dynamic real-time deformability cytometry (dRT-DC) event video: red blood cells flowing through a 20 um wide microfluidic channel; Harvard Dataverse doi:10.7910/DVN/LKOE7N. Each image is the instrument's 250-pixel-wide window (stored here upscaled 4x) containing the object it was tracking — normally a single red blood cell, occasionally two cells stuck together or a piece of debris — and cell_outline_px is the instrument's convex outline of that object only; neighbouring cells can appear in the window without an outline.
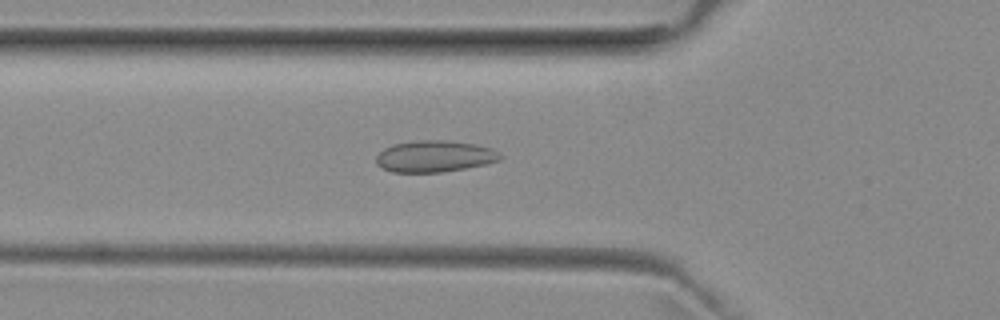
{"species": "common noctule bat (a hibernating species)", "species_latin": "Nyctalus noctula", "temperature_condition": "room temperature", "stored_images_in_passage": 38, "camera_frame_rate_fps": 3000, "um_per_image_px": 0.085, "animal": {"sex": "female", "body_mass_g": 29.2, "forearm_length_mm": 56.3}, "frame": {"image": 1, "passage_image": 6, "time_ms": 1.667, "image_size_px": [1000, 320], "cell_outline_px": [[504, 156], [500, 160], [488, 164], [440, 172], [392, 172], [380, 168], [376, 164], [376, 156], [384, 148], [392, 144], [420, 140], [444, 140], [476, 144], [492, 148]], "centroid_in_image_um": [36.94, 13.28], "position_along_channel_um": 88.9, "area_um2": 22.95}}
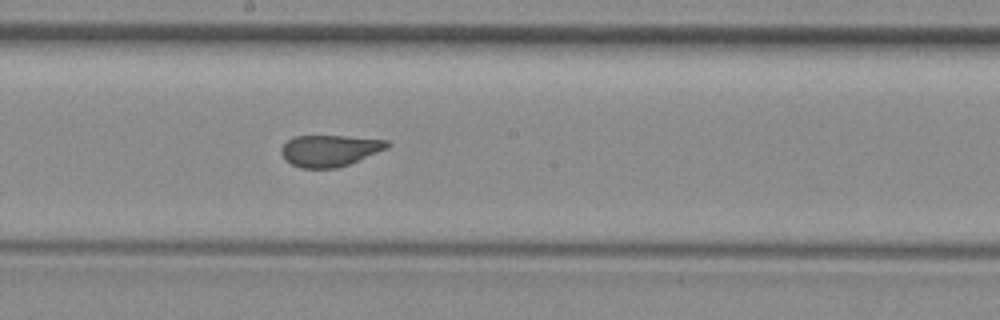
{"frame": {"image": 2, "passage_image": 16, "time_ms": 5.0, "image_size_px": [1000, 320], "cell_outline_px": [[392, 144], [388, 148], [348, 164], [336, 168], [300, 168], [284, 160], [280, 152], [280, 148], [288, 140], [296, 136], [344, 136], [388, 140]], "centroid_in_image_um": [28.01, 12.8], "position_along_channel_um": 220.2, "area_um2": 19.42}}
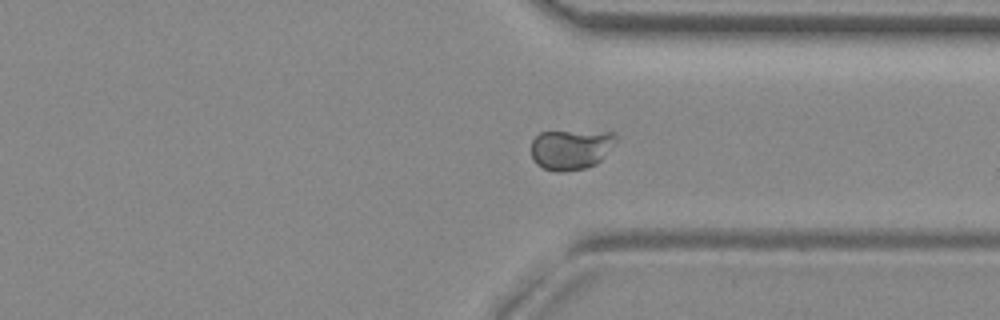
{"frame": {"image": 3, "passage_image": 27, "time_ms": 8.667, "image_size_px": [1000, 320], "cell_outline_px": [[620, 136], [600, 160], [596, 164], [584, 168], [564, 172], [556, 172], [544, 168], [536, 164], [532, 156], [532, 140], [540, 132], [616, 132]], "centroid_in_image_um": [48.53, 12.7], "position_along_channel_um": 362.9, "area_um2": 19.71}}